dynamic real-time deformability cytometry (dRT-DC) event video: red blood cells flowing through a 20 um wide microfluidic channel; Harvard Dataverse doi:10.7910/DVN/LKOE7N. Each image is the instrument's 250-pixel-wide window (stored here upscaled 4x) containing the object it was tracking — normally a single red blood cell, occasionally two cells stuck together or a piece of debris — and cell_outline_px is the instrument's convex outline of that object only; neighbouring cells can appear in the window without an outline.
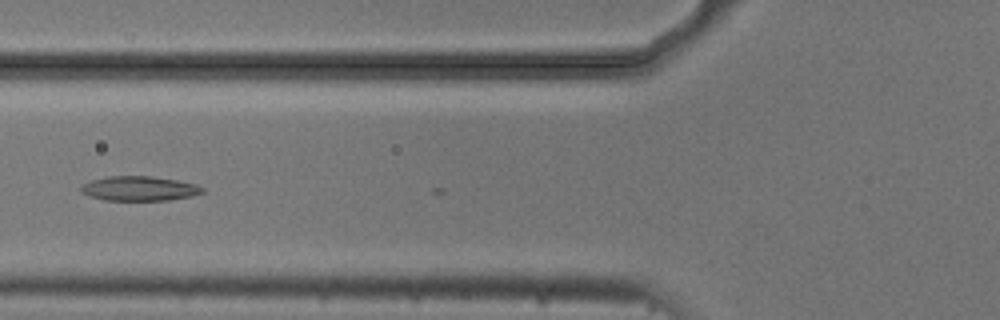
{"species": "common noctule bat (a hibernating species)", "species_latin": "Nyctalus noctula", "temperature_condition": "cold", "stored_images_in_passage": 5, "camera_frame_rate_fps": 3000, "um_per_image_px": 0.085, "animal": {"sex": "male", "body_mass_g": 20.5, "forearm_length_mm": 52.5}, "frame": {"image": 1, "passage_image": 5, "time_ms": 1.333, "image_size_px": [1000, 320], "cell_outline_px": [[204, 192], [192, 196], [168, 200], [104, 200], [88, 196], [80, 192], [80, 184], [92, 180], [108, 176], [148, 176], [176, 180], [196, 184], [204, 188]], "centroid_in_image_um": [11.8, 16.03], "position_along_channel_um": 114.0, "area_um2": 17.46}}